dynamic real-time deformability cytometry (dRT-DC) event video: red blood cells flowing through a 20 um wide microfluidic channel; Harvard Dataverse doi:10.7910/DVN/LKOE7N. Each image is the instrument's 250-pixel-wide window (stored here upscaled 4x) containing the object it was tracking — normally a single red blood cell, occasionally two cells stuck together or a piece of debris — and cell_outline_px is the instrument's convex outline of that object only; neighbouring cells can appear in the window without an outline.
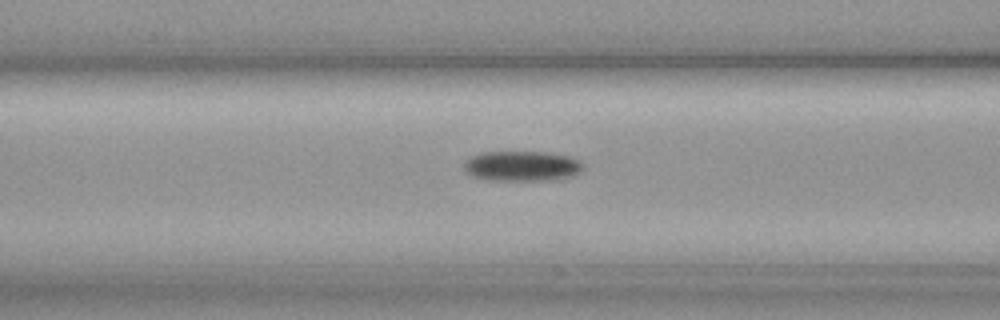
{"species": "common noctule bat (a hibernating species)", "species_latin": "Nyctalus noctula", "temperature_condition": "cold", "stored_images_in_passage": 12, "camera_frame_rate_fps": 3000, "um_per_image_px": 0.085, "animal": {"sex": "female", "body_mass_g": 19.3, "forearm_length_mm": 54.1}, "frame": {"image": 1, "passage_image": 7, "time_ms": 2.0, "image_size_px": [1000, 320], "cell_outline_px": [[584, 168], [580, 172], [564, 180], [488, 180], [472, 176], [464, 168], [464, 164], [472, 156], [484, 152], [544, 152], [568, 156], [580, 160], [584, 164]], "centroid_in_image_um": [44.44, 14.13], "position_along_channel_um": 122.2, "area_um2": 21.04}}